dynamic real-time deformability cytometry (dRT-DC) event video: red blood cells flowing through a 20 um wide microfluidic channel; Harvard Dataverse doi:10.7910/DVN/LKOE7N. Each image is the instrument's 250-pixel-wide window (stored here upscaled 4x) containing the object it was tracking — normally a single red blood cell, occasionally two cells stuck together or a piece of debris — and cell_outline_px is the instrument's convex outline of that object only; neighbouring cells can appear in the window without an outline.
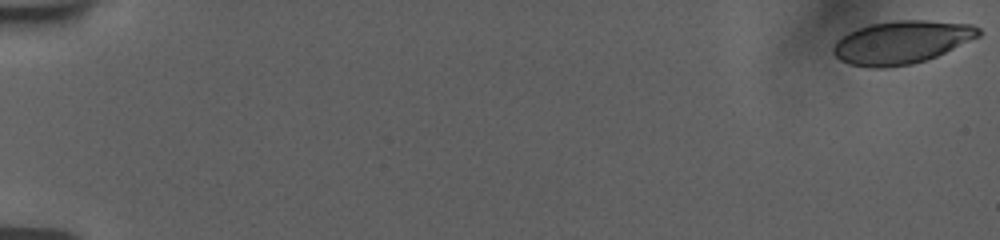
{"species": "human", "species_latin": "Homo sapiens", "temperature_condition": "room temperature", "stored_images_in_passage": 56, "camera_frame_rate_fps": 3000, "um_per_image_px": 0.085, "donor": {"sex": "female"}, "frame": {"image": 1, "passage_image": 1, "time_ms": 0.0, "image_size_px": [1000, 240], "cell_outline_px": [[980, 36], [936, 56], [912, 64], [880, 68], [872, 68], [848, 64], [840, 60], [832, 52], [832, 48], [836, 40], [840, 36], [848, 32], [868, 24], [896, 20], [928, 20], [972, 24], [980, 28]], "centroid_in_image_um": [76.6, 3.58], "position_along_channel_um": 8.4, "area_um2": 36.53}}
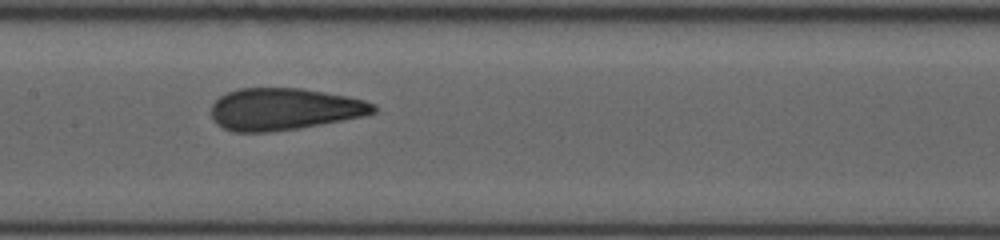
{"frame": {"image": 2, "passage_image": 30, "time_ms": 9.667, "image_size_px": [1000, 240], "cell_outline_px": [[376, 112], [364, 116], [300, 128], [272, 132], [236, 132], [224, 128], [216, 124], [212, 120], [212, 104], [220, 96], [228, 92], [240, 88], [300, 88], [348, 96], [364, 100], [376, 104]], "centroid_in_image_um": [24.16, 9.28], "position_along_channel_um": 183.2, "area_um2": 39.77}}
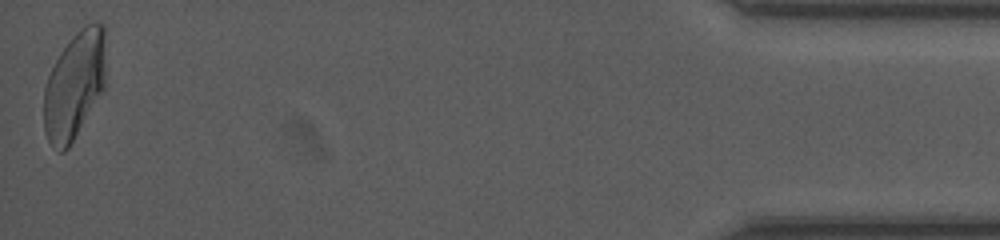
{"frame": {"image": 3, "passage_image": 56, "time_ms": 18.333, "image_size_px": [1000, 240], "cell_outline_px": [[104, 88], [68, 148], [64, 152], [60, 152], [52, 148], [44, 132], [44, 88], [48, 76], [60, 52], [72, 36], [80, 28], [96, 20], [104, 24]], "centroid_in_image_um": [6.3, 7.25], "position_along_channel_um": 428.9, "area_um2": 38.55}, "authors_computed_cell_mechanics": {"area_um2": 38.8416, "velocity_mm_per_s": 3.7569, "shape_relaxation_time_tau1_ms": null, "shape_relaxation_time_tau2_ms": 0.8653, "deformation_change_tau1": null, "deformation_change_tau2": 0.0849}}